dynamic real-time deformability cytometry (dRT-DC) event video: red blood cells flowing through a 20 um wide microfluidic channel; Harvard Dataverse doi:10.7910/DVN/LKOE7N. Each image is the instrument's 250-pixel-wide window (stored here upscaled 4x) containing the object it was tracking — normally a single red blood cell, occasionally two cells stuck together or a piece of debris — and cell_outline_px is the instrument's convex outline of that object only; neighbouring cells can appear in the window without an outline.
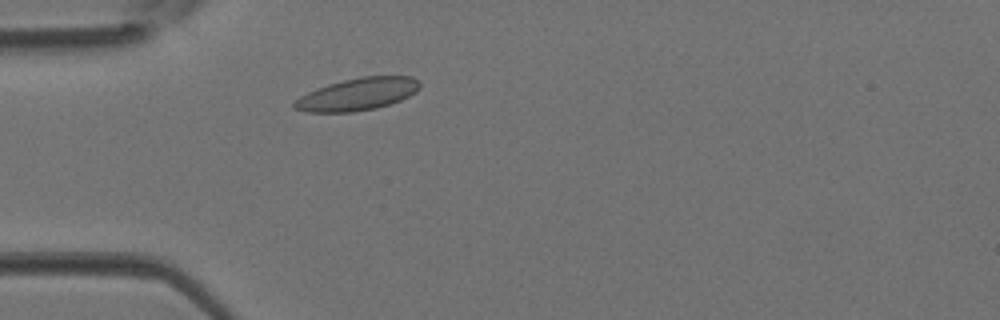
{"species": "Egyptian fruit bat (a non-hibernating species)", "species_latin": "Rousettus aegyptiacus", "temperature_condition": "room temperature", "stored_images_in_passage": 1, "camera_frame_rate_fps": 3000, "um_per_image_px": 0.085, "animal": {"sex": "female"}, "frame": {"image": 1, "passage_image": 1, "time_ms": 0.0, "image_size_px": [1000, 320], "cell_outline_px": [[420, 88], [416, 92], [400, 100], [376, 108], [352, 112], [304, 112], [292, 108], [292, 104], [300, 96], [316, 88], [328, 84], [344, 80], [364, 76], [412, 76], [420, 80]], "centroid_in_image_um": [30.38, 8.01], "position_along_channel_um": 54.6, "area_um2": 23.7}}